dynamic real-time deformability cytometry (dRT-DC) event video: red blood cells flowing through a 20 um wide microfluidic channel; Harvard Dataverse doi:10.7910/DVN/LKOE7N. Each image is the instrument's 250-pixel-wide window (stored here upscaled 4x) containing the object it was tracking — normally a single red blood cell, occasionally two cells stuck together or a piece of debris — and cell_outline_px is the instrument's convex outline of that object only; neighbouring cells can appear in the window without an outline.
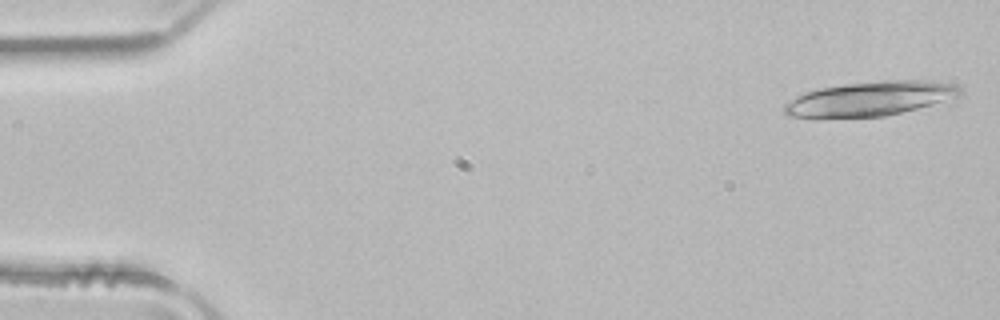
{"species": "common noctule bat (a hibernating species)", "species_latin": "Nyctalus noctula", "temperature_condition": "room temperature", "stored_images_in_passage": 19, "camera_frame_rate_fps": 3000, "um_per_image_px": 0.085, "animal": {"sex": "male", "body_mass_g": 21.5, "forearm_length_mm": 52.0}, "frame": {"image": 1, "passage_image": 1, "time_ms": 0.0, "image_size_px": [1000, 320], "cell_outline_px": [[964, 92], [960, 96], [916, 108], [884, 116], [824, 120], [816, 120], [788, 116], [784, 112], [784, 104], [796, 96], [804, 92], [820, 88], [844, 84], [880, 80], [920, 80], [956, 84]], "centroid_in_image_um": [73.85, 8.42], "position_along_channel_um": 11.2, "area_um2": 36.01}}